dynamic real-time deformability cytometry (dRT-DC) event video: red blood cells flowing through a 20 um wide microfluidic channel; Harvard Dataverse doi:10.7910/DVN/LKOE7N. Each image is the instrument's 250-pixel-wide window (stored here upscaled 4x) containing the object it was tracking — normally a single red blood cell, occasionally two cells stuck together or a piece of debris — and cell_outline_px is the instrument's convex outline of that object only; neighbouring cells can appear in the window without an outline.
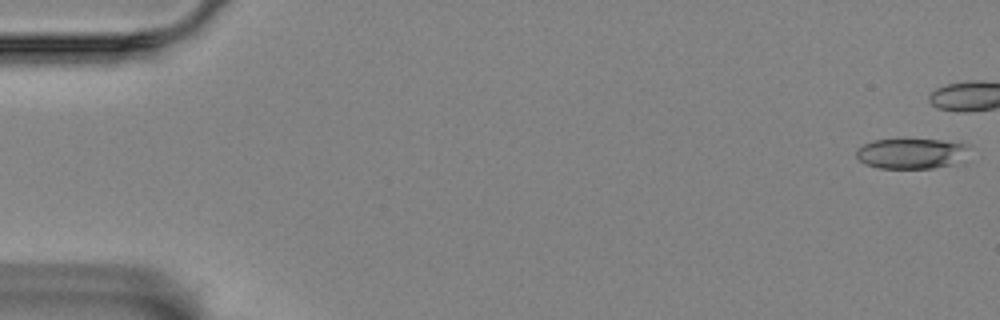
{"species": "Egyptian fruit bat (a non-hibernating species)", "species_latin": "Rousettus aegyptiacus", "temperature_condition": "room temperature", "stored_images_in_passage": 45, "camera_frame_rate_fps": 3000, "um_per_image_px": 0.085, "animal": {"sex": "female"}, "frame": {"image": 1, "passage_image": 1, "time_ms": 0.0, "image_size_px": [1000, 320], "cell_outline_px": [[972, 160], [968, 164], [932, 168], [880, 168], [864, 164], [856, 156], [856, 148], [872, 140], [940, 140], [972, 144]], "centroid_in_image_um": [77.72, 13.07], "position_along_channel_um": 7.3, "area_um2": 21.15}}
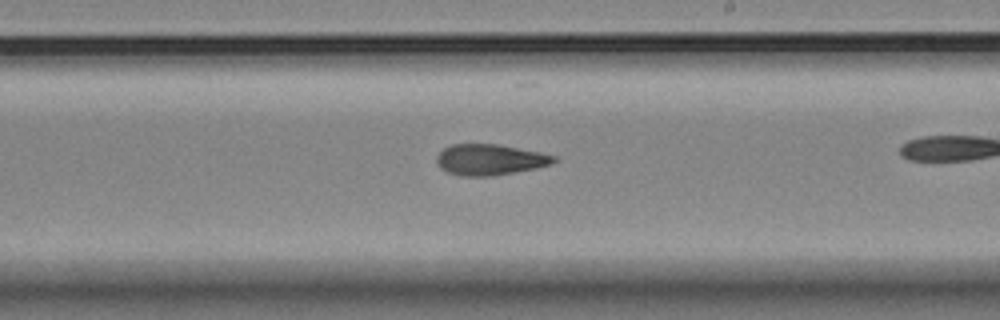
{"frame": {"image": 2, "passage_image": 34, "time_ms": 11.0, "image_size_px": [1000, 320], "cell_outline_px": [[556, 160], [552, 164], [536, 168], [492, 176], [460, 176], [448, 172], [440, 168], [436, 160], [436, 156], [444, 148], [452, 144], [496, 144], [540, 152], [556, 156]], "centroid_in_image_um": [41.63, 13.57], "position_along_channel_um": 247.4, "area_um2": 21.04}}
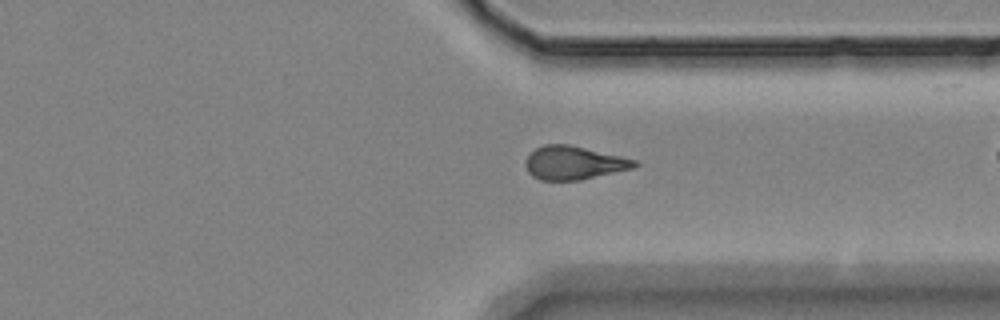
{"frame": {"image": 3, "passage_image": 44, "time_ms": 14.333, "image_size_px": [1000, 320], "cell_outline_px": [[640, 164], [636, 168], [580, 180], [540, 180], [532, 176], [528, 172], [524, 164], [528, 156], [536, 148], [544, 144], [568, 144], [620, 156], [636, 160]], "centroid_in_image_um": [48.79, 13.85], "position_along_channel_um": 362.6, "area_um2": 21.27}}